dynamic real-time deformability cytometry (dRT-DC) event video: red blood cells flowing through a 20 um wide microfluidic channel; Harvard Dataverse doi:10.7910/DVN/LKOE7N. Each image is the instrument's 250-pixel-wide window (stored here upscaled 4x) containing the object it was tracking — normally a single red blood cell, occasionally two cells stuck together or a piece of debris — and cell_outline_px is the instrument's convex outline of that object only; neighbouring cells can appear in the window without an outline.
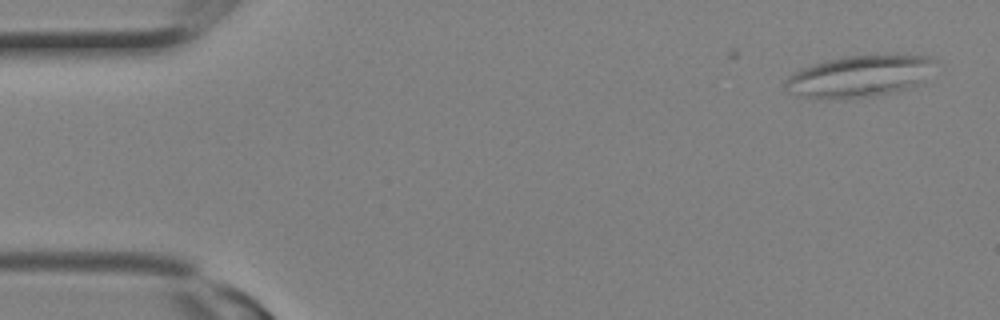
{"species": "Egyptian fruit bat (a non-hibernating species)", "species_latin": "Rousettus aegyptiacus", "temperature_condition": "room temperature", "stored_images_in_passage": 4, "segment_of_instrument_passage": [2, 2], "camera_frame_rate_fps": 3000, "um_per_image_px": 0.085, "animal": {"sex": "female"}, "frame": {"image": 1, "passage_image": 4, "time_ms": 1.0, "image_size_px": [1000, 320], "cell_outline_px": [[936, 60], [916, 84], [908, 88], [896, 92], [848, 100], [824, 100], [796, 96], [788, 92], [784, 88], [784, 84], [788, 76], [800, 68], [824, 60], [844, 56], [896, 52], [936, 56]], "centroid_in_image_um": [72.99, 6.46], "position_along_channel_um": 12.0, "area_um2": 37.74}}